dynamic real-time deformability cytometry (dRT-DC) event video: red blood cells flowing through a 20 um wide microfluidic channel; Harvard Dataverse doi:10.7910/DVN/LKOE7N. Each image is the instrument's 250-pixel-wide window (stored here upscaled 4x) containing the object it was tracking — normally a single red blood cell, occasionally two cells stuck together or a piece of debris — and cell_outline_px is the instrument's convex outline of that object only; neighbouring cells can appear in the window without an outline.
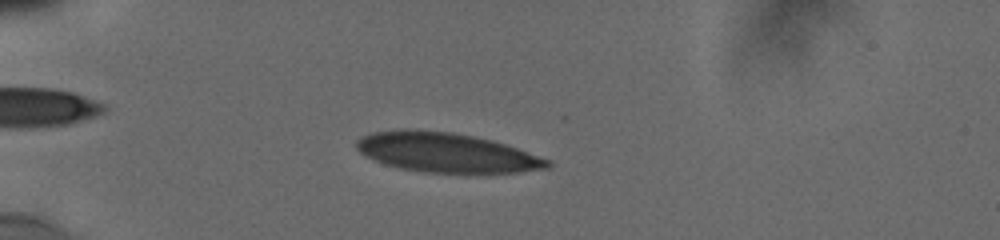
{"species": "human", "species_latin": "Homo sapiens", "temperature_condition": "cold", "stored_images_in_passage": 63, "camera_frame_rate_fps": 3000, "um_per_image_px": 0.085, "donor": {"sex": "male"}, "frame": {"image": 1, "passage_image": 12, "time_ms": 3.667, "image_size_px": [1000, 240], "cell_outline_px": [[552, 164], [548, 168], [520, 172], [424, 172], [400, 168], [384, 164], [364, 156], [356, 148], [356, 140], [360, 136], [372, 132], [404, 128], [416, 128], [452, 132], [492, 140], [516, 148], [548, 160]], "centroid_in_image_um": [37.84, 12.94], "position_along_channel_um": 47.2, "area_um2": 43.93}}
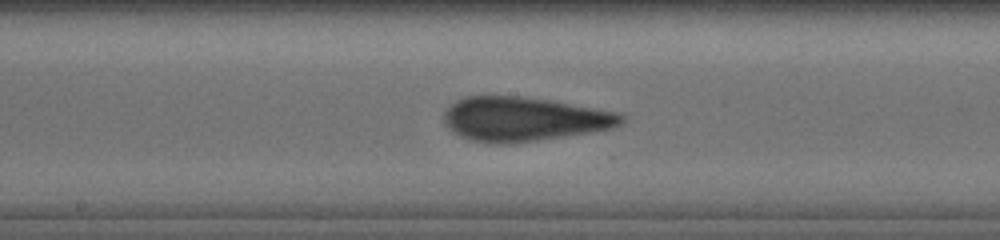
{"frame": {"image": 2, "passage_image": 30, "time_ms": 8.667, "image_size_px": [1000, 240], "cell_outline_px": [[628, 116], [620, 124], [612, 128], [592, 132], [508, 144], [496, 144], [472, 140], [460, 136], [452, 132], [448, 128], [444, 120], [444, 112], [456, 100], [464, 96], [516, 96], [548, 100], [620, 112]], "centroid_in_image_um": [44.54, 10.12], "position_along_channel_um": 203.7, "area_um2": 45.6}}
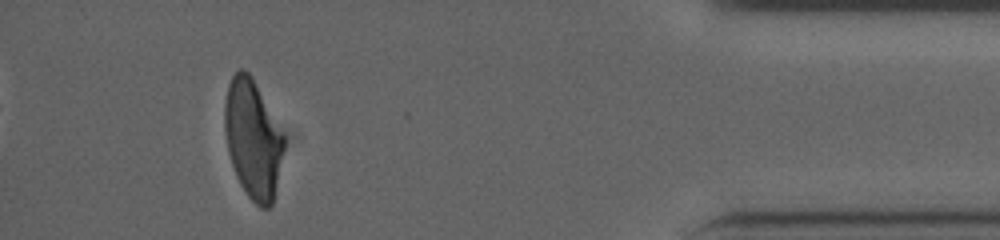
{"frame": {"image": 3, "passage_image": 58, "time_ms": 15.333, "image_size_px": [1000, 240], "cell_outline_px": [[284, 148], [272, 204], [268, 208], [260, 208], [248, 196], [240, 184], [236, 176], [228, 152], [224, 128], [224, 104], [228, 84], [232, 76], [240, 68], [244, 68], [252, 76], [284, 136]], "centroid_in_image_um": [21.46, 11.8], "position_along_channel_um": 413.7, "area_um2": 40.63}, "authors_computed_cell_mechanics": {"area_um2": 43.9858, "velocity_mm_per_s": 3.8502, "shape_relaxation_time_tau1_ms": 11.1206, "shape_relaxation_time_tau2_ms": 1.1478, "deformation_change_tau1": 0.2634, "deformation_change_tau2": 0.0691}}